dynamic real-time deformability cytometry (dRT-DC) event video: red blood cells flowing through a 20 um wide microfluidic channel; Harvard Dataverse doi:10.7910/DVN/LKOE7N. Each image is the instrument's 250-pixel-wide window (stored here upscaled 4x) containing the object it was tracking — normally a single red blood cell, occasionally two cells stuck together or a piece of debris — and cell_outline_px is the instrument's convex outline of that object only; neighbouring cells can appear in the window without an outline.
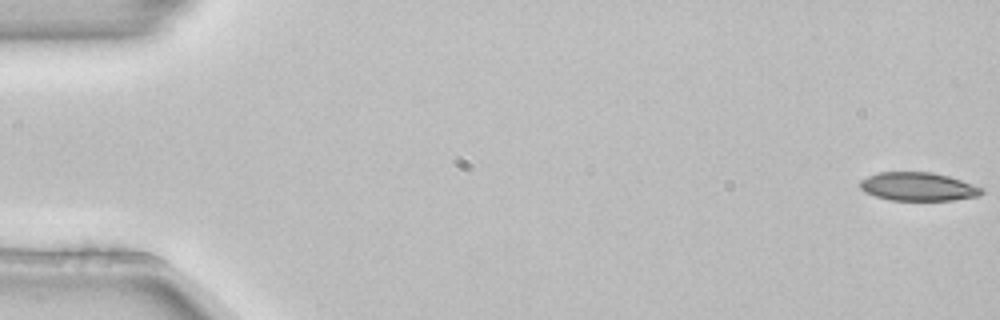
{"species": "common noctule bat (a hibernating species)", "species_latin": "Nyctalus noctula", "temperature_condition": "room temperature", "stored_images_in_passage": 6, "camera_frame_rate_fps": 3000, "um_per_image_px": 0.085, "animal": {"sex": "female", "body_mass_g": 22.7, "forearm_length_mm": 54.2}, "frame": {"image": 1, "passage_image": 1, "time_ms": 0.0, "image_size_px": [1000, 320], "cell_outline_px": [[984, 192], [980, 196], [952, 200], [888, 200], [864, 192], [860, 188], [860, 180], [868, 176], [880, 172], [932, 172], [948, 176], [984, 188]], "centroid_in_image_um": [78.04, 15.87], "position_along_channel_um": 7.0, "area_um2": 20.17}}
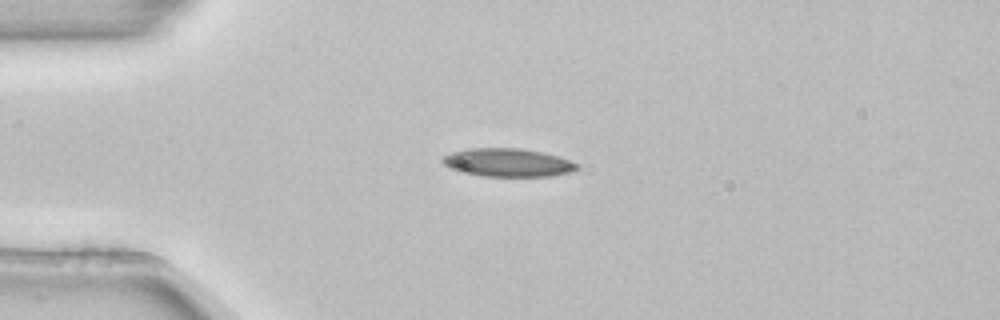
{"frame": {"image": 2, "passage_image": 4, "time_ms": 1.0, "image_size_px": [1000, 320], "cell_outline_px": [[580, 168], [568, 172], [548, 176], [484, 176], [460, 172], [444, 164], [440, 160], [444, 156], [452, 152], [468, 148], [520, 148], [544, 152], [580, 164]], "centroid_in_image_um": [43.15, 13.81], "position_along_channel_um": 41.8, "area_um2": 22.02}}